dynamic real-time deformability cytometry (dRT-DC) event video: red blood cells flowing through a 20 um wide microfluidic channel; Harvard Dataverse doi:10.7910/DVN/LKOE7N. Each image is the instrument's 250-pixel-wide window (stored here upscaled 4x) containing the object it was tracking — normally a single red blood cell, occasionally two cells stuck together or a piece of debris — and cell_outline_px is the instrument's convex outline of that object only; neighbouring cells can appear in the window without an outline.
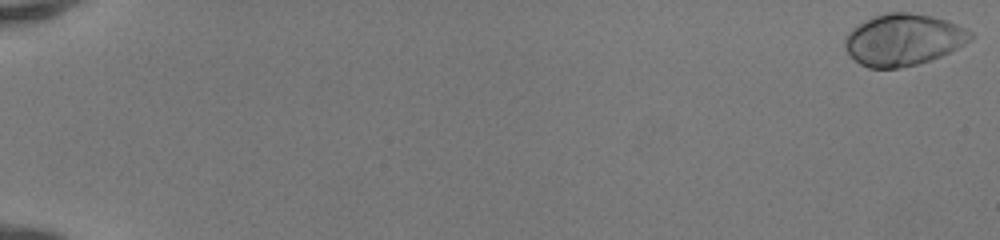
{"species": "human", "species_latin": "Homo sapiens", "temperature_condition": "room temperature", "stored_images_in_passage": 51, "camera_frame_rate_fps": 3000, "um_per_image_px": 0.085, "donor": {"sex": "female"}, "frame": {"image": 1, "passage_image": 1, "time_ms": 0.0, "image_size_px": [1000, 240], "cell_outline_px": [[976, 36], [972, 40], [932, 60], [900, 68], [868, 68], [860, 64], [844, 48], [844, 40], [848, 32], [856, 24], [876, 16], [888, 12], [908, 12], [932, 16], [948, 20], [972, 32]], "centroid_in_image_um": [76.79, 3.37], "position_along_channel_um": 8.2, "area_um2": 37.86}}
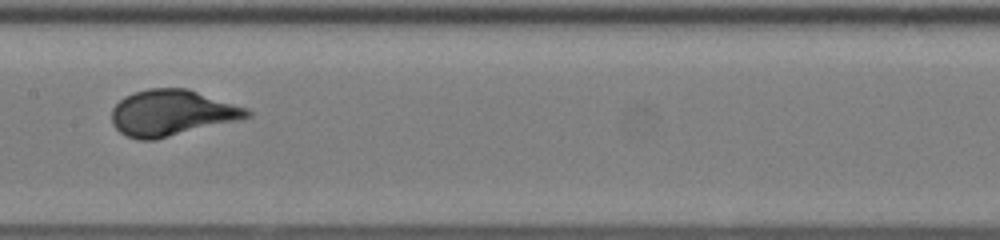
{"frame": {"image": 2, "passage_image": 29, "time_ms": 9.333, "image_size_px": [1000, 240], "cell_outline_px": [[252, 116], [240, 120], [156, 140], [140, 140], [128, 136], [120, 132], [112, 124], [112, 108], [124, 96], [148, 88], [188, 88], [248, 108], [252, 112]], "centroid_in_image_um": [14.64, 9.6], "position_along_channel_um": 192.8, "area_um2": 36.53}}
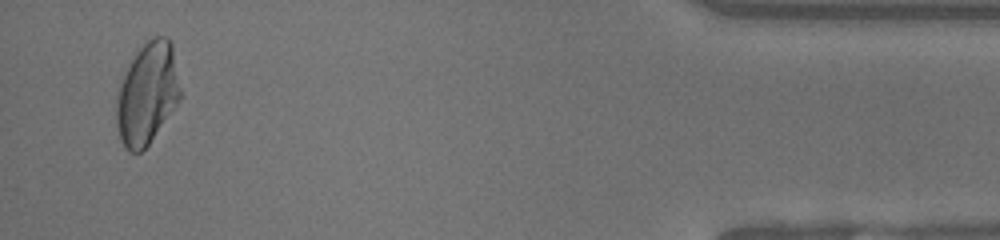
{"frame": {"image": 3, "passage_image": 50, "time_ms": 16.333, "image_size_px": [1000, 240], "cell_outline_px": [[180, 100], [148, 144], [140, 152], [128, 152], [124, 148], [120, 140], [116, 124], [116, 96], [120, 84], [128, 64], [136, 48], [148, 40], [156, 36], [164, 36], [172, 44], [180, 88]], "centroid_in_image_um": [12.48, 7.94], "position_along_channel_um": 422.7, "area_um2": 37.92}, "authors_computed_cell_mechanics": {"area_um2": 35.3736, "velocity_mm_per_s": 4.1717, "shape_relaxation_time_tau1_ms": 2.5041, "shape_relaxation_time_tau2_ms": null, "deformation_change_tau1": 0.1813, "deformation_change_tau2": null}}